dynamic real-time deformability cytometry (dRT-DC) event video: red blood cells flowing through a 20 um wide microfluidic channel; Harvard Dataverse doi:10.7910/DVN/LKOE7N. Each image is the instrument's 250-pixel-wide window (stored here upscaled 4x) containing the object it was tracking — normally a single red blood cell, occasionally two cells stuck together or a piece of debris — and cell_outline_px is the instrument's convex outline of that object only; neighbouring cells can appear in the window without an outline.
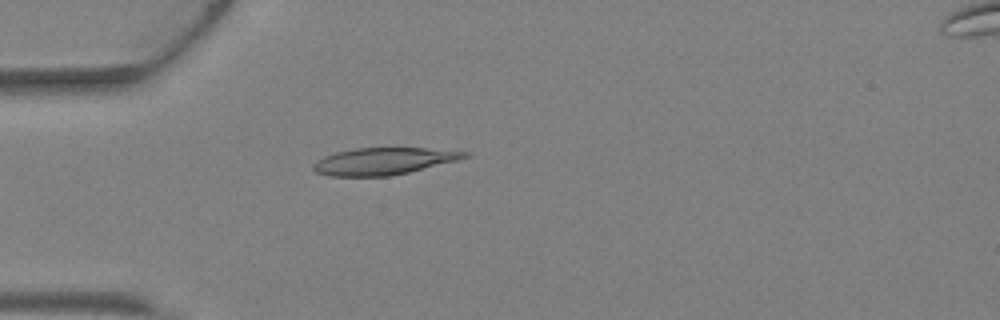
{"species": "Egyptian fruit bat (a non-hibernating species)", "species_latin": "Rousettus aegyptiacus", "temperature_condition": "warm", "stored_images_in_passage": 3, "segment_of_instrument_passage": [1, 2], "camera_frame_rate_fps": 3000, "um_per_image_px": 0.085, "animal": {"sex": "female"}, "frame": {"image": 1, "passage_image": 2, "time_ms": 0.333, "image_size_px": [1000, 320], "cell_outline_px": [[472, 152], [468, 156], [456, 160], [408, 172], [388, 176], [328, 176], [316, 172], [312, 168], [312, 164], [316, 160], [324, 156], [336, 152], [356, 148], [424, 148]], "centroid_in_image_um": [32.54, 13.7], "position_along_channel_um": 52.5, "area_um2": 23.58}}